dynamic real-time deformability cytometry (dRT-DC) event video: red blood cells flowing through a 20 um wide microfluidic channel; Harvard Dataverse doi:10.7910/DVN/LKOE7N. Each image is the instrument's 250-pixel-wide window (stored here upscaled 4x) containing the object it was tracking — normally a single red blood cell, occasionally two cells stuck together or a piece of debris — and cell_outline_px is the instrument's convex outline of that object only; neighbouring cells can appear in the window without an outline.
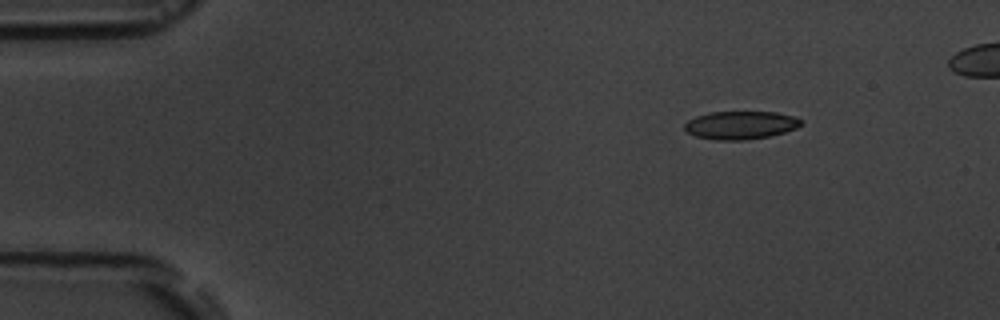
{"species": "common noctule bat (a hibernating species)", "species_latin": "Nyctalus noctula", "temperature_condition": "room temperature", "stored_images_in_passage": 6, "camera_frame_rate_fps": 3000, "um_per_image_px": 0.085, "animal": {"sex": "male", "body_mass_g": 19.5, "forearm_length_mm": 54.6}, "frame": {"image": 1, "passage_image": 1, "time_ms": 0.0, "image_size_px": [1000, 320], "cell_outline_px": [[804, 124], [796, 128], [784, 132], [768, 136], [744, 140], [716, 140], [696, 136], [688, 132], [684, 128], [684, 124], [688, 120], [696, 116], [708, 112], [776, 112], [792, 116], [804, 120]], "centroid_in_image_um": [62.96, 10.63], "position_along_channel_um": 22.0, "area_um2": 19.07}}
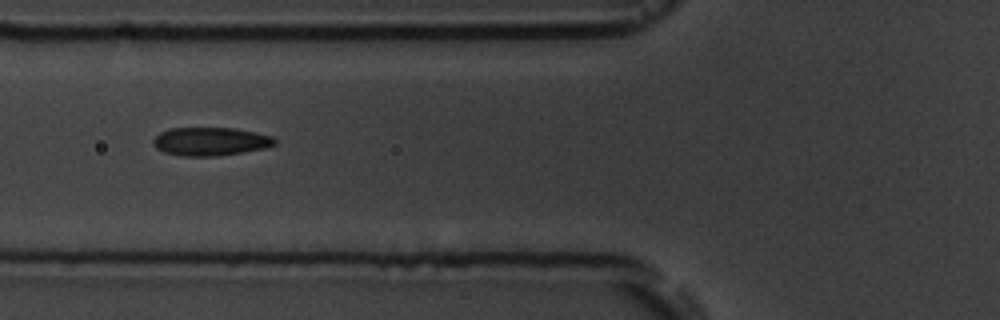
{"frame": {"image": 2, "passage_image": 5, "time_ms": 4.667, "image_size_px": [1000, 320], "cell_outline_px": [[276, 144], [268, 148], [244, 152], [216, 156], [184, 156], [164, 152], [156, 148], [152, 144], [152, 140], [160, 132], [172, 128], [236, 128], [256, 132], [272, 136], [276, 140]], "centroid_in_image_um": [17.92, 12.02], "position_along_channel_um": 107.9, "area_um2": 20.23}}
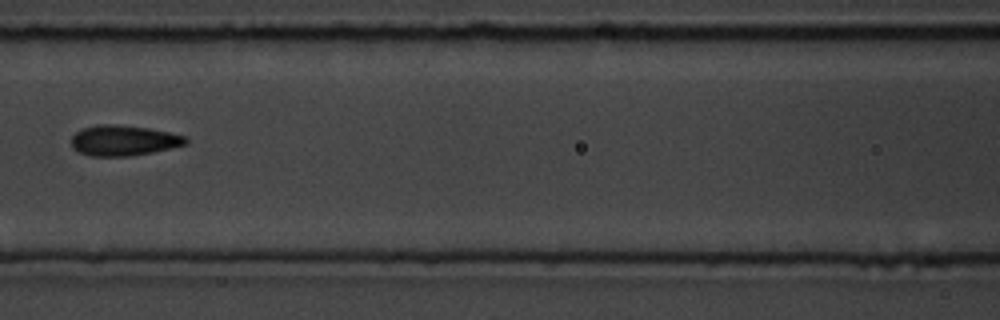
{"frame": {"image": 3, "passage_image": 6, "time_ms": 6.0, "image_size_px": [1000, 320], "cell_outline_px": [[188, 144], [152, 152], [132, 156], [92, 156], [80, 152], [72, 148], [72, 136], [76, 132], [84, 128], [96, 124], [116, 124], [148, 128], [168, 132], [184, 136], [188, 140]], "centroid_in_image_um": [10.5, 11.94], "position_along_channel_um": 156.1, "area_um2": 20.23}}